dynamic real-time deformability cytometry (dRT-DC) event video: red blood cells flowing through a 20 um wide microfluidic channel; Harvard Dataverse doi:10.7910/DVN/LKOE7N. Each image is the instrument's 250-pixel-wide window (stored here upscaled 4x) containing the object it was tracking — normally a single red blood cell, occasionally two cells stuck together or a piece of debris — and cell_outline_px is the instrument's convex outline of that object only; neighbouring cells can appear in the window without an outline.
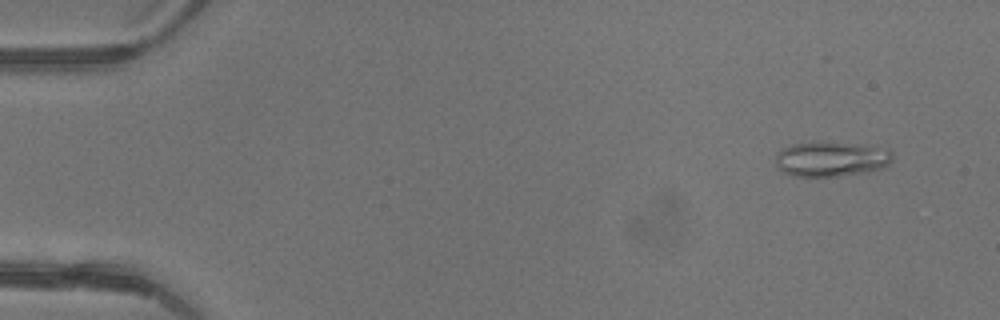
{"species": "common noctule bat (a hibernating species)", "species_latin": "Nyctalus noctula", "temperature_condition": "warm", "stored_images_in_passage": 5, "camera_frame_rate_fps": 3000, "um_per_image_px": 0.085, "animal": {"sex": "female"}, "frame": {"image": 1, "passage_image": 2, "time_ms": 0.333, "image_size_px": [1000, 320], "cell_outline_px": [[892, 160], [888, 164], [880, 168], [868, 172], [836, 176], [796, 176], [780, 172], [776, 164], [776, 152], [780, 148], [792, 144], [844, 144], [872, 148], [892, 152]], "centroid_in_image_um": [70.53, 13.57], "position_along_channel_um": 14.5, "area_um2": 22.77}}